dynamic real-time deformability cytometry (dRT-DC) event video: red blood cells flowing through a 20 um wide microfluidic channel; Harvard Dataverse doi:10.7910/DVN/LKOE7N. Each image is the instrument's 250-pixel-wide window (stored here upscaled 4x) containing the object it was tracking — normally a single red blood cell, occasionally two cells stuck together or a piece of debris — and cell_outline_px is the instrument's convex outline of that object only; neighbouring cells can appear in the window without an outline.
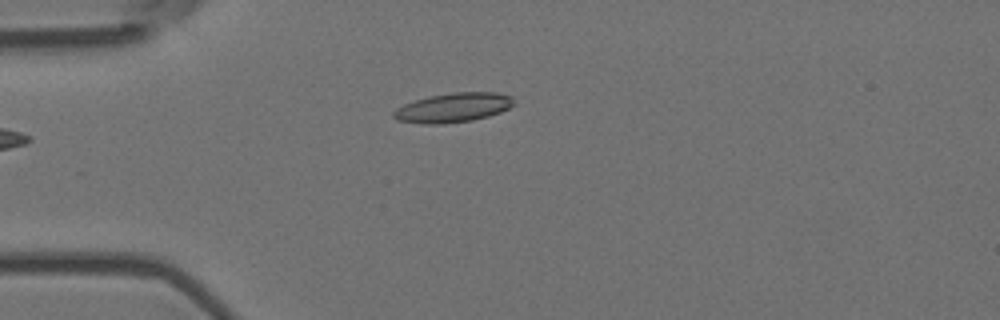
{"species": "Egyptian fruit bat (a non-hibernating species)", "species_latin": "Rousettus aegyptiacus", "temperature_condition": "room temperature", "stored_images_in_passage": 4, "camera_frame_rate_fps": 3000, "um_per_image_px": 0.085, "animal": {"sex": "female"}, "frame": {"image": 1, "passage_image": 4, "time_ms": 1.0, "image_size_px": [1000, 320], "cell_outline_px": [[516, 104], [500, 112], [488, 116], [472, 120], [440, 124], [424, 124], [396, 120], [392, 116], [392, 112], [396, 108], [404, 104], [428, 96], [452, 92], [496, 92], [512, 96], [516, 100]], "centroid_in_image_um": [38.53, 9.14], "position_along_channel_um": 46.5, "area_um2": 20.75}}